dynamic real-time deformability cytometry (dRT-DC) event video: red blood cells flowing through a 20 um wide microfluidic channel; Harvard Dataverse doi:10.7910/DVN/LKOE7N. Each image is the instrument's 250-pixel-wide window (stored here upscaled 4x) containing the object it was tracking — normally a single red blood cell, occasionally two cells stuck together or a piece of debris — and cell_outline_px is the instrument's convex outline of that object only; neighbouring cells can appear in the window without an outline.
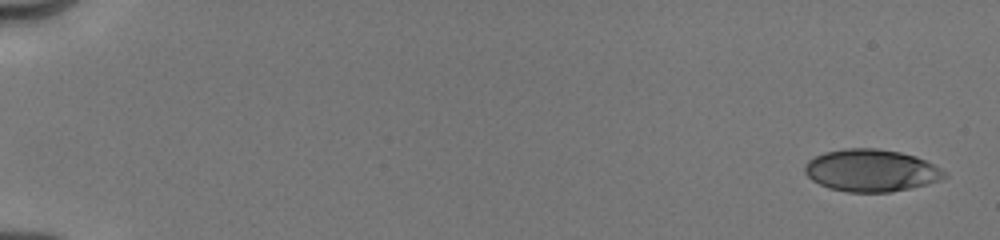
{"species": "human", "species_latin": "Homo sapiens", "temperature_condition": "cold", "stored_images_in_passage": 20, "camera_frame_rate_fps": 3000, "um_per_image_px": 0.085, "donor": {"sex": "male"}, "frame": {"image": 1, "passage_image": 1, "time_ms": 0.0, "image_size_px": [1000, 240], "cell_outline_px": [[948, 176], [940, 180], [928, 184], [892, 192], [848, 192], [828, 188], [812, 180], [804, 172], [804, 164], [808, 160], [824, 152], [844, 148], [876, 148], [900, 152], [916, 156], [948, 172]], "centroid_in_image_um": [74.05, 14.49], "position_along_channel_um": 10.9, "area_um2": 34.56}}
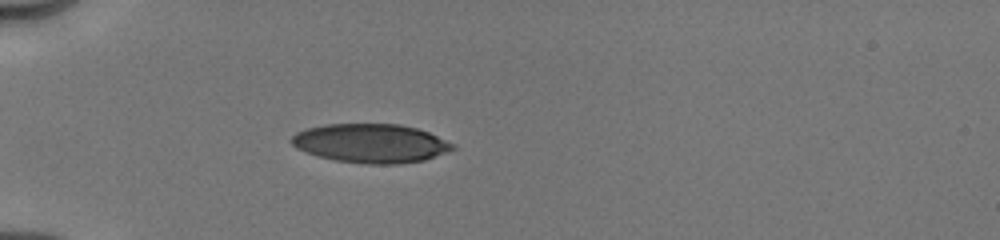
{"frame": {"image": 2, "passage_image": 14, "time_ms": 5.0, "image_size_px": [1000, 240], "cell_outline_px": [[456, 148], [424, 160], [396, 164], [368, 164], [336, 160], [320, 156], [296, 148], [288, 140], [296, 132], [308, 128], [324, 124], [400, 124], [416, 128], [428, 132], [456, 144]], "centroid_in_image_um": [31.52, 12.17], "position_along_channel_um": 53.5, "area_um2": 36.41}}
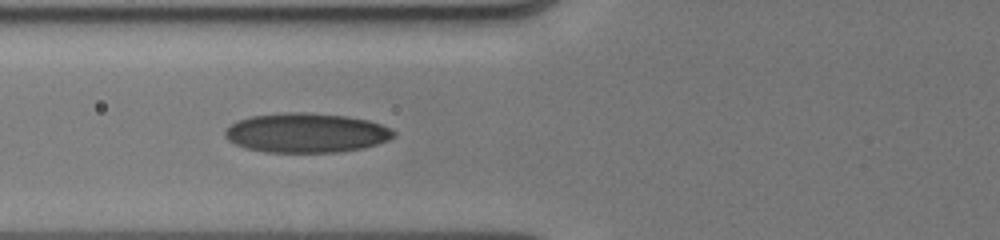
{"frame": {"image": 3, "passage_image": 19, "time_ms": 6.667, "image_size_px": [1000, 240], "cell_outline_px": [[396, 136], [388, 140], [376, 144], [360, 148], [336, 152], [264, 152], [244, 148], [228, 140], [224, 136], [224, 132], [236, 120], [252, 116], [284, 112], [304, 112], [348, 116], [368, 120], [392, 128], [396, 132]], "centroid_in_image_um": [26.03, 11.29], "position_along_channel_um": 99.8, "area_um2": 38.9}}